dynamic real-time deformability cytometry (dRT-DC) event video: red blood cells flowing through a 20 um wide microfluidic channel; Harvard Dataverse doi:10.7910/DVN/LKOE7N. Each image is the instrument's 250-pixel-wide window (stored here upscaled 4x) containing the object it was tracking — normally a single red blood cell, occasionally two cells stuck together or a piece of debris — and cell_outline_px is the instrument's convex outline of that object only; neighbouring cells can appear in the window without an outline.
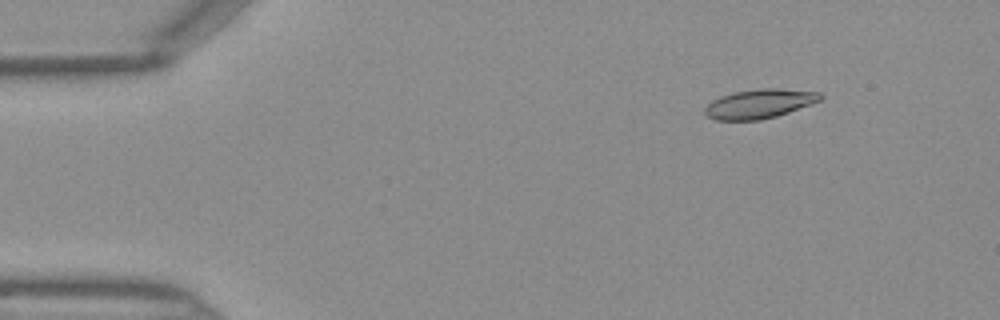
{"species": "Egyptian fruit bat (a non-hibernating species)", "species_latin": "Rousettus aegyptiacus", "temperature_condition": "warm", "stored_images_in_passage": 43, "camera_frame_rate_fps": 3000, "um_per_image_px": 0.085, "frame": {"image": 1, "passage_image": 2, "time_ms": 0.333, "image_size_px": [1000, 320], "cell_outline_px": [[824, 100], [776, 116], [760, 120], [716, 120], [708, 116], [704, 112], [704, 108], [712, 100], [720, 96], [736, 92], [760, 88], [776, 88], [820, 92], [824, 96]], "centroid_in_image_um": [64.59, 8.81], "position_along_channel_um": 20.4, "area_um2": 19.71}}
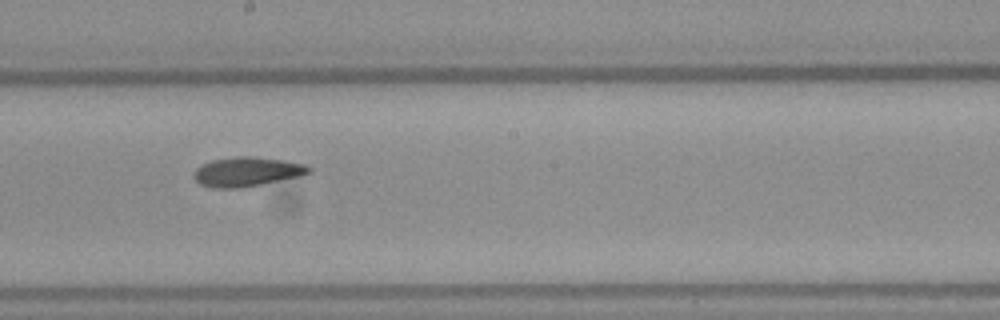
{"frame": {"image": 2, "passage_image": 22, "time_ms": 7.0, "image_size_px": [1000, 320], "cell_outline_px": [[312, 172], [300, 176], [240, 188], [212, 188], [200, 184], [192, 176], [196, 168], [212, 160], [240, 156], [252, 156], [284, 160], [304, 164], [312, 168]], "centroid_in_image_um": [20.99, 14.6], "position_along_channel_um": 227.2, "area_um2": 19.59}}
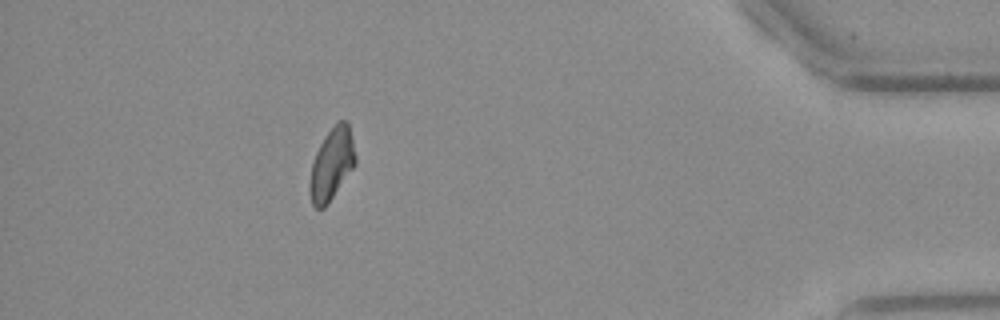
{"frame": {"image": 3, "passage_image": 38, "time_ms": 12.333, "image_size_px": [1000, 320], "cell_outline_px": [[356, 164], [328, 204], [324, 208], [316, 208], [312, 204], [308, 188], [308, 184], [312, 164], [316, 152], [324, 136], [336, 120], [348, 120], [352, 136], [356, 156]], "centroid_in_image_um": [28.2, 13.92], "position_along_channel_um": 407.0, "area_um2": 19.48}}